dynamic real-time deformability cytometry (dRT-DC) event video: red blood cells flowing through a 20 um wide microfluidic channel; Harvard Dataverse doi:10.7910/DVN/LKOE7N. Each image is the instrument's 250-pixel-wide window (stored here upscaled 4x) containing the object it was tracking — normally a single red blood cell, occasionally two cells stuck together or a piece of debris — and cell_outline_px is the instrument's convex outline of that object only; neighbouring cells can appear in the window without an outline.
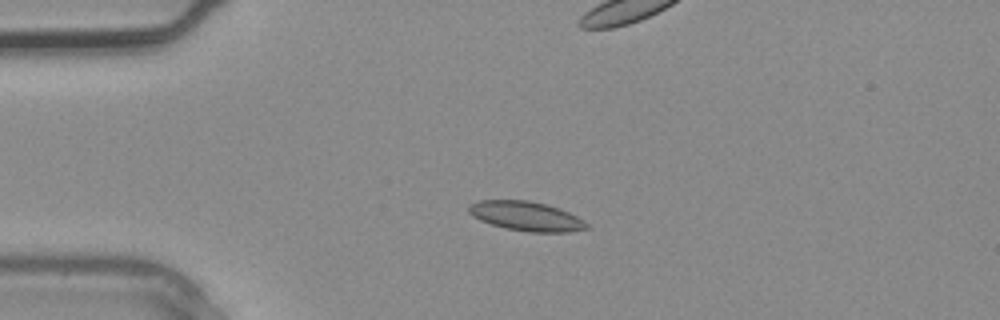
{"species": "common noctule bat (a hibernating species)", "species_latin": "Nyctalus noctula", "temperature_condition": "warm", "stored_images_in_passage": 6, "camera_frame_rate_fps": 3000, "um_per_image_px": 0.085, "animal": {"sex": "male", "body_mass_g": 20.4}, "frame": {"image": 1, "passage_image": 3, "time_ms": 0.667, "image_size_px": [1000, 320], "cell_outline_px": [[588, 228], [568, 232], [528, 232], [504, 228], [480, 220], [472, 216], [468, 212], [468, 204], [476, 200], [528, 200], [548, 204], [560, 208], [584, 220], [588, 224]], "centroid_in_image_um": [44.7, 18.36], "position_along_channel_um": 40.3, "area_um2": 20.4}}